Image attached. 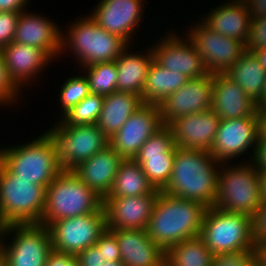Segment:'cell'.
<instances>
[{"mask_svg": "<svg viewBox=\"0 0 266 266\" xmlns=\"http://www.w3.org/2000/svg\"><path fill=\"white\" fill-rule=\"evenodd\" d=\"M253 53L259 59L260 64L264 67V69L266 71V48L254 50Z\"/></svg>", "mask_w": 266, "mask_h": 266, "instance_id": "obj_50", "label": "cell"}, {"mask_svg": "<svg viewBox=\"0 0 266 266\" xmlns=\"http://www.w3.org/2000/svg\"><path fill=\"white\" fill-rule=\"evenodd\" d=\"M0 53L11 79L18 87L34 79L39 70H43L52 60L42 49L13 41Z\"/></svg>", "mask_w": 266, "mask_h": 266, "instance_id": "obj_25", "label": "cell"}, {"mask_svg": "<svg viewBox=\"0 0 266 266\" xmlns=\"http://www.w3.org/2000/svg\"><path fill=\"white\" fill-rule=\"evenodd\" d=\"M192 27L188 38L195 45L209 74L225 73L246 51L244 42L215 32L203 20Z\"/></svg>", "mask_w": 266, "mask_h": 266, "instance_id": "obj_12", "label": "cell"}, {"mask_svg": "<svg viewBox=\"0 0 266 266\" xmlns=\"http://www.w3.org/2000/svg\"><path fill=\"white\" fill-rule=\"evenodd\" d=\"M46 187L19 179L0 162V228L13 224H40Z\"/></svg>", "mask_w": 266, "mask_h": 266, "instance_id": "obj_4", "label": "cell"}, {"mask_svg": "<svg viewBox=\"0 0 266 266\" xmlns=\"http://www.w3.org/2000/svg\"><path fill=\"white\" fill-rule=\"evenodd\" d=\"M99 252L103 255V259L107 262L121 261L119 243L116 236L106 229L95 243Z\"/></svg>", "mask_w": 266, "mask_h": 266, "instance_id": "obj_37", "label": "cell"}, {"mask_svg": "<svg viewBox=\"0 0 266 266\" xmlns=\"http://www.w3.org/2000/svg\"><path fill=\"white\" fill-rule=\"evenodd\" d=\"M20 14L21 12H0V50L13 41Z\"/></svg>", "mask_w": 266, "mask_h": 266, "instance_id": "obj_39", "label": "cell"}, {"mask_svg": "<svg viewBox=\"0 0 266 266\" xmlns=\"http://www.w3.org/2000/svg\"><path fill=\"white\" fill-rule=\"evenodd\" d=\"M163 123L159 106L143 104L109 138V145L124 159H133L147 139L156 133Z\"/></svg>", "mask_w": 266, "mask_h": 266, "instance_id": "obj_16", "label": "cell"}, {"mask_svg": "<svg viewBox=\"0 0 266 266\" xmlns=\"http://www.w3.org/2000/svg\"><path fill=\"white\" fill-rule=\"evenodd\" d=\"M211 266H257L256 247L236 252L215 254Z\"/></svg>", "mask_w": 266, "mask_h": 266, "instance_id": "obj_36", "label": "cell"}, {"mask_svg": "<svg viewBox=\"0 0 266 266\" xmlns=\"http://www.w3.org/2000/svg\"><path fill=\"white\" fill-rule=\"evenodd\" d=\"M257 110H266V85L261 100L256 104Z\"/></svg>", "mask_w": 266, "mask_h": 266, "instance_id": "obj_52", "label": "cell"}, {"mask_svg": "<svg viewBox=\"0 0 266 266\" xmlns=\"http://www.w3.org/2000/svg\"><path fill=\"white\" fill-rule=\"evenodd\" d=\"M199 237L213 255L256 247L253 218L215 206L207 209Z\"/></svg>", "mask_w": 266, "mask_h": 266, "instance_id": "obj_7", "label": "cell"}, {"mask_svg": "<svg viewBox=\"0 0 266 266\" xmlns=\"http://www.w3.org/2000/svg\"><path fill=\"white\" fill-rule=\"evenodd\" d=\"M126 52L125 49L115 60L118 72L117 92H130L141 97L154 54L152 48L145 55Z\"/></svg>", "mask_w": 266, "mask_h": 266, "instance_id": "obj_28", "label": "cell"}, {"mask_svg": "<svg viewBox=\"0 0 266 266\" xmlns=\"http://www.w3.org/2000/svg\"><path fill=\"white\" fill-rule=\"evenodd\" d=\"M248 0H234V2H247Z\"/></svg>", "mask_w": 266, "mask_h": 266, "instance_id": "obj_55", "label": "cell"}, {"mask_svg": "<svg viewBox=\"0 0 266 266\" xmlns=\"http://www.w3.org/2000/svg\"><path fill=\"white\" fill-rule=\"evenodd\" d=\"M68 35L61 36L62 50L69 47L83 67L114 61L129 47L124 39L100 27L91 16L73 23Z\"/></svg>", "mask_w": 266, "mask_h": 266, "instance_id": "obj_8", "label": "cell"}, {"mask_svg": "<svg viewBox=\"0 0 266 266\" xmlns=\"http://www.w3.org/2000/svg\"><path fill=\"white\" fill-rule=\"evenodd\" d=\"M211 109L220 120L258 117L256 103L225 73L213 74Z\"/></svg>", "mask_w": 266, "mask_h": 266, "instance_id": "obj_21", "label": "cell"}, {"mask_svg": "<svg viewBox=\"0 0 266 266\" xmlns=\"http://www.w3.org/2000/svg\"><path fill=\"white\" fill-rule=\"evenodd\" d=\"M143 104L141 97L137 94L113 92L104 97L97 125L108 138H111Z\"/></svg>", "mask_w": 266, "mask_h": 266, "instance_id": "obj_27", "label": "cell"}, {"mask_svg": "<svg viewBox=\"0 0 266 266\" xmlns=\"http://www.w3.org/2000/svg\"><path fill=\"white\" fill-rule=\"evenodd\" d=\"M255 244L266 242V201L262 203L253 218Z\"/></svg>", "mask_w": 266, "mask_h": 266, "instance_id": "obj_41", "label": "cell"}, {"mask_svg": "<svg viewBox=\"0 0 266 266\" xmlns=\"http://www.w3.org/2000/svg\"><path fill=\"white\" fill-rule=\"evenodd\" d=\"M133 159H124L116 173L113 186L105 198L159 194Z\"/></svg>", "mask_w": 266, "mask_h": 266, "instance_id": "obj_31", "label": "cell"}, {"mask_svg": "<svg viewBox=\"0 0 266 266\" xmlns=\"http://www.w3.org/2000/svg\"><path fill=\"white\" fill-rule=\"evenodd\" d=\"M143 0H101L90 15L109 33L130 44V39L143 16Z\"/></svg>", "mask_w": 266, "mask_h": 266, "instance_id": "obj_19", "label": "cell"}, {"mask_svg": "<svg viewBox=\"0 0 266 266\" xmlns=\"http://www.w3.org/2000/svg\"><path fill=\"white\" fill-rule=\"evenodd\" d=\"M258 171L261 179L262 199L264 202L266 201V168H258Z\"/></svg>", "mask_w": 266, "mask_h": 266, "instance_id": "obj_49", "label": "cell"}, {"mask_svg": "<svg viewBox=\"0 0 266 266\" xmlns=\"http://www.w3.org/2000/svg\"><path fill=\"white\" fill-rule=\"evenodd\" d=\"M104 96L90 93L77 105L66 112L62 118L65 125L97 124Z\"/></svg>", "mask_w": 266, "mask_h": 266, "instance_id": "obj_34", "label": "cell"}, {"mask_svg": "<svg viewBox=\"0 0 266 266\" xmlns=\"http://www.w3.org/2000/svg\"><path fill=\"white\" fill-rule=\"evenodd\" d=\"M259 142L258 117L220 120L210 154L220 163H227L254 146L253 159Z\"/></svg>", "mask_w": 266, "mask_h": 266, "instance_id": "obj_15", "label": "cell"}, {"mask_svg": "<svg viewBox=\"0 0 266 266\" xmlns=\"http://www.w3.org/2000/svg\"><path fill=\"white\" fill-rule=\"evenodd\" d=\"M85 72L89 83V91L92 94L108 96L117 91V67L115 60L86 66Z\"/></svg>", "mask_w": 266, "mask_h": 266, "instance_id": "obj_33", "label": "cell"}, {"mask_svg": "<svg viewBox=\"0 0 266 266\" xmlns=\"http://www.w3.org/2000/svg\"><path fill=\"white\" fill-rule=\"evenodd\" d=\"M218 164L221 163L209 151L178 147L170 179L162 191L213 207L218 189Z\"/></svg>", "mask_w": 266, "mask_h": 266, "instance_id": "obj_1", "label": "cell"}, {"mask_svg": "<svg viewBox=\"0 0 266 266\" xmlns=\"http://www.w3.org/2000/svg\"><path fill=\"white\" fill-rule=\"evenodd\" d=\"M213 254L198 236L183 240L165 252V266H211Z\"/></svg>", "mask_w": 266, "mask_h": 266, "instance_id": "obj_32", "label": "cell"}, {"mask_svg": "<svg viewBox=\"0 0 266 266\" xmlns=\"http://www.w3.org/2000/svg\"><path fill=\"white\" fill-rule=\"evenodd\" d=\"M189 78L180 72H172L152 61L142 90L144 104L159 105L166 97L177 91Z\"/></svg>", "mask_w": 266, "mask_h": 266, "instance_id": "obj_30", "label": "cell"}, {"mask_svg": "<svg viewBox=\"0 0 266 266\" xmlns=\"http://www.w3.org/2000/svg\"><path fill=\"white\" fill-rule=\"evenodd\" d=\"M225 74L234 80L254 103L257 104L261 100L266 85V71L253 52L245 51Z\"/></svg>", "mask_w": 266, "mask_h": 266, "instance_id": "obj_29", "label": "cell"}, {"mask_svg": "<svg viewBox=\"0 0 266 266\" xmlns=\"http://www.w3.org/2000/svg\"><path fill=\"white\" fill-rule=\"evenodd\" d=\"M219 123L220 118L210 109L177 118L168 127L177 147L210 151Z\"/></svg>", "mask_w": 266, "mask_h": 266, "instance_id": "obj_20", "label": "cell"}, {"mask_svg": "<svg viewBox=\"0 0 266 266\" xmlns=\"http://www.w3.org/2000/svg\"><path fill=\"white\" fill-rule=\"evenodd\" d=\"M124 158L110 145L94 154L74 169L73 173L101 198L110 192L116 173Z\"/></svg>", "mask_w": 266, "mask_h": 266, "instance_id": "obj_22", "label": "cell"}, {"mask_svg": "<svg viewBox=\"0 0 266 266\" xmlns=\"http://www.w3.org/2000/svg\"><path fill=\"white\" fill-rule=\"evenodd\" d=\"M266 48V17L251 20L249 40L246 44V51L253 52Z\"/></svg>", "mask_w": 266, "mask_h": 266, "instance_id": "obj_40", "label": "cell"}, {"mask_svg": "<svg viewBox=\"0 0 266 266\" xmlns=\"http://www.w3.org/2000/svg\"><path fill=\"white\" fill-rule=\"evenodd\" d=\"M53 250L77 256L89 246L95 245L107 229L105 211L66 218L49 226Z\"/></svg>", "mask_w": 266, "mask_h": 266, "instance_id": "obj_11", "label": "cell"}, {"mask_svg": "<svg viewBox=\"0 0 266 266\" xmlns=\"http://www.w3.org/2000/svg\"><path fill=\"white\" fill-rule=\"evenodd\" d=\"M27 1L28 0H0V12H22L25 10Z\"/></svg>", "mask_w": 266, "mask_h": 266, "instance_id": "obj_44", "label": "cell"}, {"mask_svg": "<svg viewBox=\"0 0 266 266\" xmlns=\"http://www.w3.org/2000/svg\"><path fill=\"white\" fill-rule=\"evenodd\" d=\"M211 11L203 21L209 28L247 44L252 20L247 2L231 1Z\"/></svg>", "mask_w": 266, "mask_h": 266, "instance_id": "obj_26", "label": "cell"}, {"mask_svg": "<svg viewBox=\"0 0 266 266\" xmlns=\"http://www.w3.org/2000/svg\"><path fill=\"white\" fill-rule=\"evenodd\" d=\"M163 39L152 47L154 60L159 65L172 72H180L189 79L207 74L201 56L189 38V41L182 40L171 34Z\"/></svg>", "mask_w": 266, "mask_h": 266, "instance_id": "obj_18", "label": "cell"}, {"mask_svg": "<svg viewBox=\"0 0 266 266\" xmlns=\"http://www.w3.org/2000/svg\"><path fill=\"white\" fill-rule=\"evenodd\" d=\"M105 211L103 198L88 188L72 170H62L46 188L44 213L40 225Z\"/></svg>", "mask_w": 266, "mask_h": 266, "instance_id": "obj_3", "label": "cell"}, {"mask_svg": "<svg viewBox=\"0 0 266 266\" xmlns=\"http://www.w3.org/2000/svg\"><path fill=\"white\" fill-rule=\"evenodd\" d=\"M110 231L117 238L125 266H165V252L151 240L146 229Z\"/></svg>", "mask_w": 266, "mask_h": 266, "instance_id": "obj_24", "label": "cell"}, {"mask_svg": "<svg viewBox=\"0 0 266 266\" xmlns=\"http://www.w3.org/2000/svg\"><path fill=\"white\" fill-rule=\"evenodd\" d=\"M46 134L52 140L62 170H72L109 145L97 124L65 125L62 121Z\"/></svg>", "mask_w": 266, "mask_h": 266, "instance_id": "obj_9", "label": "cell"}, {"mask_svg": "<svg viewBox=\"0 0 266 266\" xmlns=\"http://www.w3.org/2000/svg\"><path fill=\"white\" fill-rule=\"evenodd\" d=\"M15 232L11 244L1 243L5 266H45L53 250L49 228L40 224H13L0 228V237Z\"/></svg>", "mask_w": 266, "mask_h": 266, "instance_id": "obj_10", "label": "cell"}, {"mask_svg": "<svg viewBox=\"0 0 266 266\" xmlns=\"http://www.w3.org/2000/svg\"><path fill=\"white\" fill-rule=\"evenodd\" d=\"M0 162L19 179L46 188L62 171L53 142L46 133L27 144L2 148Z\"/></svg>", "mask_w": 266, "mask_h": 266, "instance_id": "obj_6", "label": "cell"}, {"mask_svg": "<svg viewBox=\"0 0 266 266\" xmlns=\"http://www.w3.org/2000/svg\"><path fill=\"white\" fill-rule=\"evenodd\" d=\"M14 81L11 79L8 69L5 66L4 59L0 53V104H11L16 100L20 91Z\"/></svg>", "mask_w": 266, "mask_h": 266, "instance_id": "obj_38", "label": "cell"}, {"mask_svg": "<svg viewBox=\"0 0 266 266\" xmlns=\"http://www.w3.org/2000/svg\"><path fill=\"white\" fill-rule=\"evenodd\" d=\"M168 126L161 127L141 146L133 160L138 163L155 189L162 191L173 169L176 149Z\"/></svg>", "mask_w": 266, "mask_h": 266, "instance_id": "obj_13", "label": "cell"}, {"mask_svg": "<svg viewBox=\"0 0 266 266\" xmlns=\"http://www.w3.org/2000/svg\"><path fill=\"white\" fill-rule=\"evenodd\" d=\"M252 19L266 17V0H248Z\"/></svg>", "mask_w": 266, "mask_h": 266, "instance_id": "obj_43", "label": "cell"}, {"mask_svg": "<svg viewBox=\"0 0 266 266\" xmlns=\"http://www.w3.org/2000/svg\"><path fill=\"white\" fill-rule=\"evenodd\" d=\"M21 12L13 42L42 49L51 59L62 52V31L49 19L41 15Z\"/></svg>", "mask_w": 266, "mask_h": 266, "instance_id": "obj_23", "label": "cell"}, {"mask_svg": "<svg viewBox=\"0 0 266 266\" xmlns=\"http://www.w3.org/2000/svg\"><path fill=\"white\" fill-rule=\"evenodd\" d=\"M63 266H81V264L77 261L76 257L73 255H69L64 261Z\"/></svg>", "mask_w": 266, "mask_h": 266, "instance_id": "obj_51", "label": "cell"}, {"mask_svg": "<svg viewBox=\"0 0 266 266\" xmlns=\"http://www.w3.org/2000/svg\"><path fill=\"white\" fill-rule=\"evenodd\" d=\"M2 238L0 237V266H5V253H4V249L1 245L2 242Z\"/></svg>", "mask_w": 266, "mask_h": 266, "instance_id": "obj_53", "label": "cell"}, {"mask_svg": "<svg viewBox=\"0 0 266 266\" xmlns=\"http://www.w3.org/2000/svg\"><path fill=\"white\" fill-rule=\"evenodd\" d=\"M259 140H266V110H257Z\"/></svg>", "mask_w": 266, "mask_h": 266, "instance_id": "obj_47", "label": "cell"}, {"mask_svg": "<svg viewBox=\"0 0 266 266\" xmlns=\"http://www.w3.org/2000/svg\"><path fill=\"white\" fill-rule=\"evenodd\" d=\"M212 98L213 74L189 79L158 105L163 126L182 116L210 110Z\"/></svg>", "mask_w": 266, "mask_h": 266, "instance_id": "obj_14", "label": "cell"}, {"mask_svg": "<svg viewBox=\"0 0 266 266\" xmlns=\"http://www.w3.org/2000/svg\"><path fill=\"white\" fill-rule=\"evenodd\" d=\"M222 168L218 177V189L214 206L229 213H241L252 218L263 203L261 179L258 167L251 164ZM224 166H226L224 168Z\"/></svg>", "mask_w": 266, "mask_h": 266, "instance_id": "obj_5", "label": "cell"}, {"mask_svg": "<svg viewBox=\"0 0 266 266\" xmlns=\"http://www.w3.org/2000/svg\"><path fill=\"white\" fill-rule=\"evenodd\" d=\"M81 266H101L105 260L96 245L89 246L76 256Z\"/></svg>", "mask_w": 266, "mask_h": 266, "instance_id": "obj_42", "label": "cell"}, {"mask_svg": "<svg viewBox=\"0 0 266 266\" xmlns=\"http://www.w3.org/2000/svg\"><path fill=\"white\" fill-rule=\"evenodd\" d=\"M70 254L62 253L59 251L52 250L48 257L45 266H63V261Z\"/></svg>", "mask_w": 266, "mask_h": 266, "instance_id": "obj_46", "label": "cell"}, {"mask_svg": "<svg viewBox=\"0 0 266 266\" xmlns=\"http://www.w3.org/2000/svg\"><path fill=\"white\" fill-rule=\"evenodd\" d=\"M253 162L258 168H266V140H259Z\"/></svg>", "mask_w": 266, "mask_h": 266, "instance_id": "obj_45", "label": "cell"}, {"mask_svg": "<svg viewBox=\"0 0 266 266\" xmlns=\"http://www.w3.org/2000/svg\"><path fill=\"white\" fill-rule=\"evenodd\" d=\"M90 94L86 76L70 77L60 91L63 115Z\"/></svg>", "mask_w": 266, "mask_h": 266, "instance_id": "obj_35", "label": "cell"}, {"mask_svg": "<svg viewBox=\"0 0 266 266\" xmlns=\"http://www.w3.org/2000/svg\"><path fill=\"white\" fill-rule=\"evenodd\" d=\"M208 207L159 191L146 232L164 252L200 235Z\"/></svg>", "mask_w": 266, "mask_h": 266, "instance_id": "obj_2", "label": "cell"}, {"mask_svg": "<svg viewBox=\"0 0 266 266\" xmlns=\"http://www.w3.org/2000/svg\"><path fill=\"white\" fill-rule=\"evenodd\" d=\"M101 266H125L121 261L107 262L105 261Z\"/></svg>", "mask_w": 266, "mask_h": 266, "instance_id": "obj_54", "label": "cell"}, {"mask_svg": "<svg viewBox=\"0 0 266 266\" xmlns=\"http://www.w3.org/2000/svg\"><path fill=\"white\" fill-rule=\"evenodd\" d=\"M158 194L104 198L106 228L146 229Z\"/></svg>", "mask_w": 266, "mask_h": 266, "instance_id": "obj_17", "label": "cell"}, {"mask_svg": "<svg viewBox=\"0 0 266 266\" xmlns=\"http://www.w3.org/2000/svg\"><path fill=\"white\" fill-rule=\"evenodd\" d=\"M257 264L266 266V242L256 245Z\"/></svg>", "mask_w": 266, "mask_h": 266, "instance_id": "obj_48", "label": "cell"}]
</instances>
